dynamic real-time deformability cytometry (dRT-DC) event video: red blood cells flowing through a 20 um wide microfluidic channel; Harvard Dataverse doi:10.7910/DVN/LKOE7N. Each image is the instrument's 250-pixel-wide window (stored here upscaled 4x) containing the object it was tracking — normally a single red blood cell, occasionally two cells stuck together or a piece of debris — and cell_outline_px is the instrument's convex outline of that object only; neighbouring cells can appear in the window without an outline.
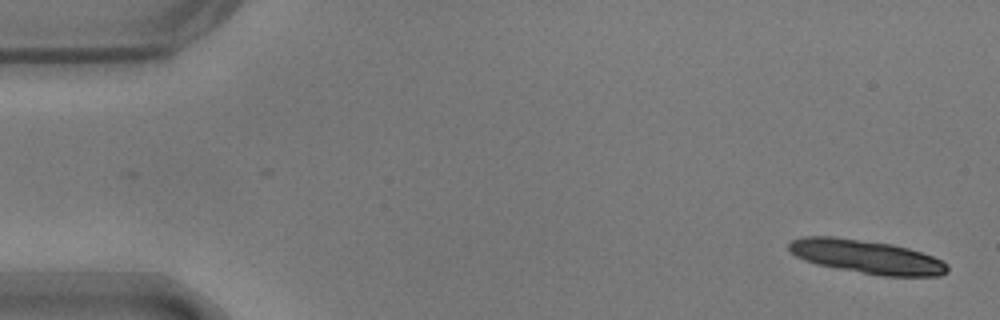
{"species": "common noctule bat (a hibernating species)", "species_latin": "Nyctalus noctula", "temperature_condition": "warm", "stored_images_in_passage": 14, "camera_frame_rate_fps": 3000, "um_per_image_px": 0.085, "animal": {"sex": "male", "body_mass_g": 17.9}, "frame": {"image": 1, "passage_image": 1, "time_ms": 0.0, "image_size_px": [1000, 320], "cell_outline_px": [[948, 272], [940, 276], [884, 276], [816, 264], [804, 260], [796, 256], [788, 248], [788, 244], [792, 240], [804, 236], [832, 236], [892, 244], [908, 248], [932, 256], [948, 264]], "centroid_in_image_um": [73.66, 21.82], "position_along_channel_um": 11.3, "area_um2": 30.75}}